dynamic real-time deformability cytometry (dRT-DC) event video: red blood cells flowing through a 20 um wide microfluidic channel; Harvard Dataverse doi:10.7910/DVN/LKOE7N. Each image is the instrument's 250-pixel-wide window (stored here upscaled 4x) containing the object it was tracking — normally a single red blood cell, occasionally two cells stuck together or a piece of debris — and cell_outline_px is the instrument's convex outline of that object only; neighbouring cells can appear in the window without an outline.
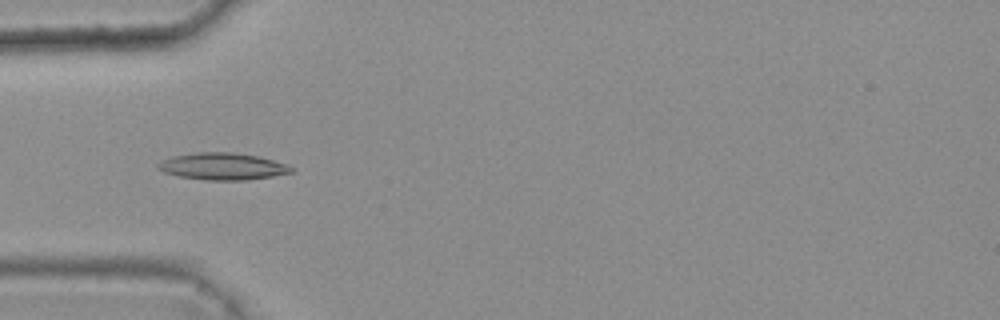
{"species": "common noctule bat (a hibernating species)", "species_latin": "Nyctalus noctula", "temperature_condition": "warm", "stored_images_in_passage": 5, "camera_frame_rate_fps": 3000, "um_per_image_px": 0.085, "animal": {"sex": "female", "body_mass_g": 25.1}, "frame": {"image": 1, "passage_image": 3, "time_ms": 0.667, "image_size_px": [1000, 320], "cell_outline_px": [[296, 172], [272, 176], [244, 180], [204, 180], [176, 176], [164, 172], [156, 168], [156, 164], [172, 156], [196, 152], [232, 152], [260, 156], [284, 164], [292, 168]], "centroid_in_image_um": [18.89, 14.14], "position_along_channel_um": 66.1, "area_um2": 20.98}}
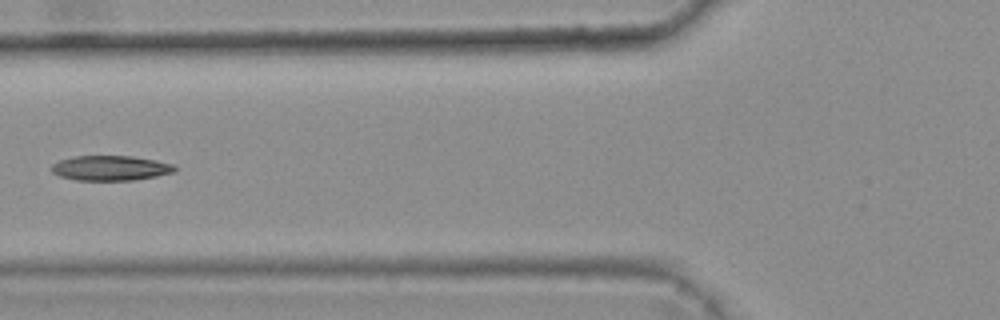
{"frame": {"image": 2, "passage_image": 4, "time_ms": 1.0, "image_size_px": [1000, 320], "cell_outline_px": [[176, 168], [172, 172], [156, 176], [132, 180], [76, 180], [60, 176], [52, 172], [52, 164], [60, 160], [72, 156], [132, 156], [156, 160], [172, 164]], "centroid_in_image_um": [9.36, 14.28], "position_along_channel_um": 116.4, "area_um2": 17.74}}
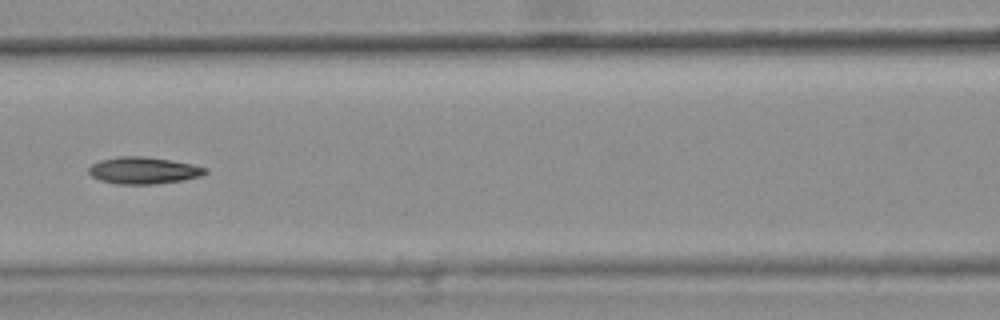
{"frame": {"image": 3, "passage_image": 5, "time_ms": 1.333, "image_size_px": [1000, 320], "cell_outline_px": [[208, 172], [200, 176], [180, 180], [152, 184], [116, 184], [100, 180], [92, 176], [88, 172], [88, 168], [92, 164], [100, 160], [120, 156], [144, 156], [172, 160], [192, 164], [208, 168]], "centroid_in_image_um": [12.19, 14.48], "position_along_channel_um": 154.4, "area_um2": 18.21}}